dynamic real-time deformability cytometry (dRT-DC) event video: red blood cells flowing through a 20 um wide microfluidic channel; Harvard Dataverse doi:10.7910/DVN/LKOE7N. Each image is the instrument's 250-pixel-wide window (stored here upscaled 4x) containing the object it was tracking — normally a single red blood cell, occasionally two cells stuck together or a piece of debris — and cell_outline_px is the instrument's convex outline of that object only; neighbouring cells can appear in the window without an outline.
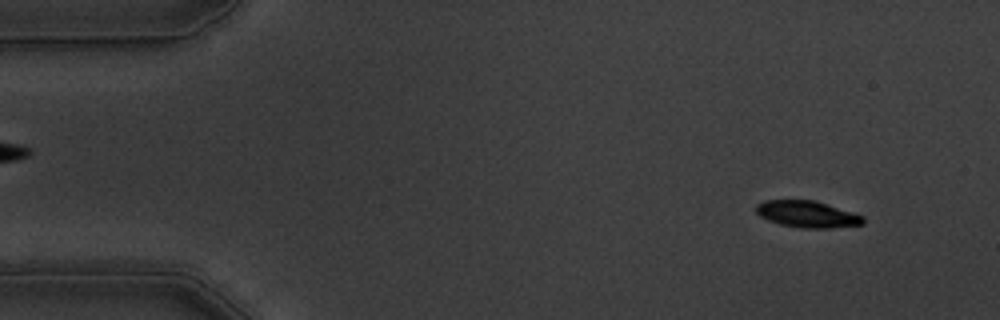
{"species": "common noctule bat (a hibernating species)", "species_latin": "Nyctalus noctula", "temperature_condition": "warm", "stored_images_in_passage": 56, "camera_frame_rate_fps": 3000, "um_per_image_px": 0.085, "animal": {"sex": "male", "body_mass_g": 19.5, "forearm_length_mm": 54.6}, "frame": {"image": 1, "passage_image": 5, "time_ms": 1.333, "image_size_px": [1000, 320], "cell_outline_px": [[864, 224], [832, 228], [800, 228], [780, 224], [768, 220], [760, 216], [756, 212], [756, 204], [764, 200], [812, 200], [864, 216]], "centroid_in_image_um": [68.59, 18.21], "position_along_channel_um": 16.4, "area_um2": 16.47}}
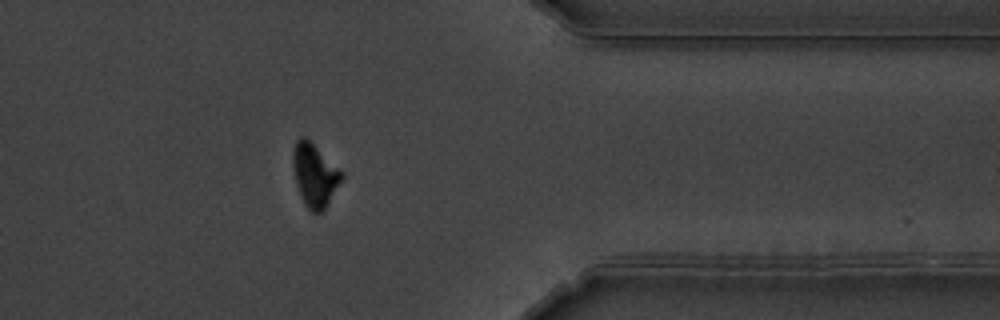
{"frame": {"image": 2, "passage_image": 45, "time_ms": 14.667, "image_size_px": [1000, 320], "cell_outline_px": [[344, 176], [324, 208], [320, 212], [312, 212], [304, 204], [296, 184], [292, 164], [292, 156], [296, 140], [300, 136], [304, 136], [344, 172]], "centroid_in_image_um": [26.73, 14.86], "position_along_channel_um": 384.7, "area_um2": 17.63}}
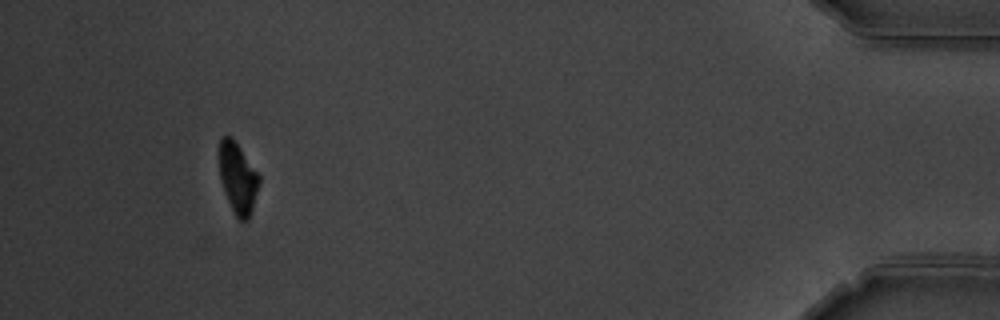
{"frame": {"image": 3, "passage_image": 52, "time_ms": 17.0, "image_size_px": [1000, 320], "cell_outline_px": [[260, 180], [252, 208], [248, 220], [240, 220], [236, 216], [228, 200], [220, 180], [220, 136], [232, 136], [260, 176]], "centroid_in_image_um": [20.21, 15.1], "position_along_channel_um": 415.0, "area_um2": 16.07}, "authors_computed_cell_mechanics": {"area_um2": 18.207, "velocity_mm_per_s": 3.5952, "shape_relaxation_time_tau1_ms": 2.4561, "shape_relaxation_time_tau2_ms": null, "deformation_change_tau1": 0.1259, "deformation_change_tau2": null}}